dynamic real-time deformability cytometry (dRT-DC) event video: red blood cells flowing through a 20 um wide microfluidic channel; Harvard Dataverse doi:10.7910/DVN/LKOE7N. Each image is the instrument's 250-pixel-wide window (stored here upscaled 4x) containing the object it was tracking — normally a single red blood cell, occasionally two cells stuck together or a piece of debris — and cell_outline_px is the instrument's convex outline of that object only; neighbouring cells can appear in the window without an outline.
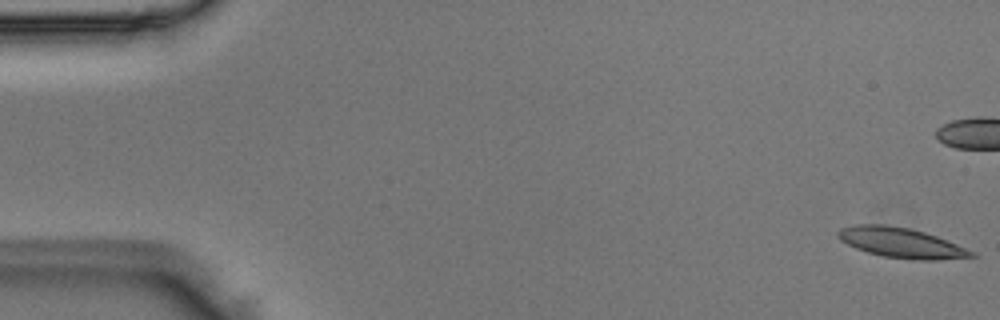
{"species": "Egyptian fruit bat (a non-hibernating species)", "species_latin": "Rousettus aegyptiacus", "temperature_condition": "room temperature", "stored_images_in_passage": 52, "camera_frame_rate_fps": 3000, "um_per_image_px": 0.085, "animal": {"sex": "male"}, "frame": {"image": 1, "passage_image": 1, "time_ms": 0.0, "image_size_px": [1000, 320], "cell_outline_px": [[976, 256], [936, 260], [912, 260], [884, 256], [868, 252], [856, 248], [840, 240], [836, 236], [836, 232], [840, 228], [852, 224], [884, 224], [908, 228], [924, 232], [936, 236], [976, 252]], "centroid_in_image_um": [76.56, 20.63], "position_along_channel_um": 8.4, "area_um2": 23.35}}
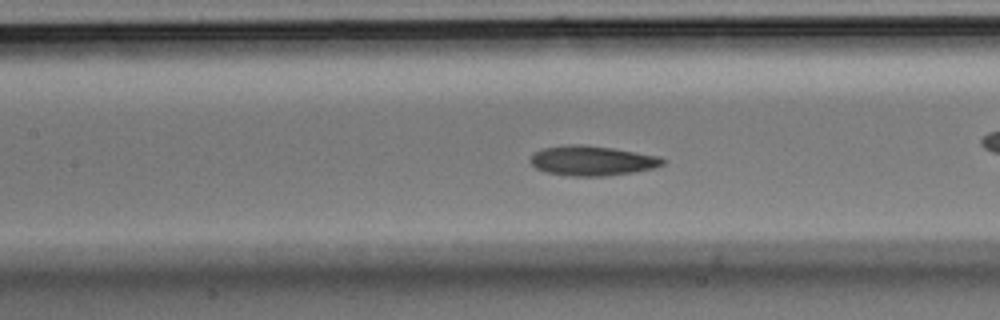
{"frame": {"image": 2, "passage_image": 23, "time_ms": 7.333, "image_size_px": [1000, 320], "cell_outline_px": [[668, 160], [664, 164], [652, 168], [636, 172], [604, 176], [572, 176], [544, 172], [536, 168], [528, 160], [540, 148], [568, 144], [580, 144], [612, 148], [660, 156]], "centroid_in_image_um": [50.33, 13.66], "position_along_channel_um": 157.1, "area_um2": 23.18}}